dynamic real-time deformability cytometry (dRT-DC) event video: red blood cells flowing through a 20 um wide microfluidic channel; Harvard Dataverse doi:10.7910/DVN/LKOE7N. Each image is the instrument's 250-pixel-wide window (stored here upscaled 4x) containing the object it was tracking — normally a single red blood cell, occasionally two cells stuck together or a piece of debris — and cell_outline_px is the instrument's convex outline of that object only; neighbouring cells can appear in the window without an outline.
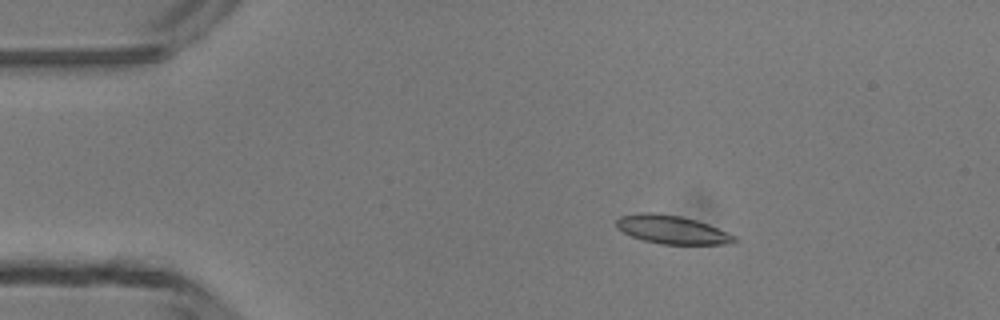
{"species": "common noctule bat (a hibernating species)", "species_latin": "Nyctalus noctula", "temperature_condition": "room temperature", "stored_images_in_passage": 6, "camera_frame_rate_fps": 3000, "um_per_image_px": 0.085, "animal": {"sex": "male", "body_mass_g": 13.3}, "frame": {"image": 1, "passage_image": 3, "time_ms": 2.333, "image_size_px": [1000, 320], "cell_outline_px": [[740, 240], [732, 244], [660, 244], [644, 240], [632, 236], [616, 228], [616, 220], [620, 216], [640, 212], [652, 212], [680, 216], [696, 220], [708, 224], [736, 236]], "centroid_in_image_um": [57.13, 19.52], "position_along_channel_um": 27.9, "area_um2": 19.59}}
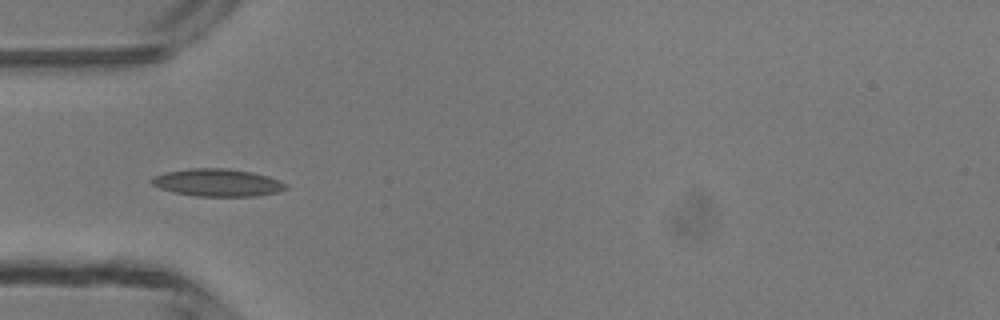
{"frame": {"image": 2, "passage_image": 5, "time_ms": 4.667, "image_size_px": [1000, 320], "cell_outline_px": [[288, 188], [280, 192], [256, 196], [196, 196], [172, 192], [160, 188], [152, 184], [148, 180], [152, 176], [164, 172], [188, 168], [228, 168], [252, 172], [268, 176], [288, 184]], "centroid_in_image_um": [18.47, 15.52], "position_along_channel_um": 66.5, "area_um2": 21.85}}